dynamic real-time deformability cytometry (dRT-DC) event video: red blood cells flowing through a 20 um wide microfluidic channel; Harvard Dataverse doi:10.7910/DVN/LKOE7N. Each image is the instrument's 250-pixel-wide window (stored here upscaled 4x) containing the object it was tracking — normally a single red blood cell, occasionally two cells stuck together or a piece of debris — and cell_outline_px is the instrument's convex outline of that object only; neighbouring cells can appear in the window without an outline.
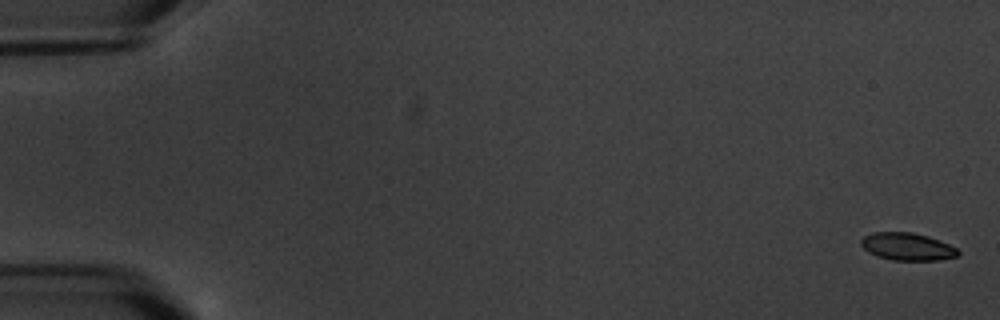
{"species": "common noctule bat (a hibernating species)", "species_latin": "Nyctalus noctula", "temperature_condition": "warm", "stored_images_in_passage": 8, "camera_frame_rate_fps": 3000, "um_per_image_px": 0.085, "animal": {"sex": "male", "body_mass_g": 20.1, "forearm_length_mm": 53.5}, "frame": {"image": 1, "passage_image": 1, "time_ms": 0.0, "image_size_px": [1000, 320], "cell_outline_px": [[960, 252], [956, 256], [940, 260], [892, 260], [876, 256], [868, 252], [860, 244], [860, 240], [864, 236], [872, 232], [912, 232], [928, 236], [940, 240], [956, 248]], "centroid_in_image_um": [77.09, 20.96], "position_along_channel_um": 7.9, "area_um2": 15.61}}
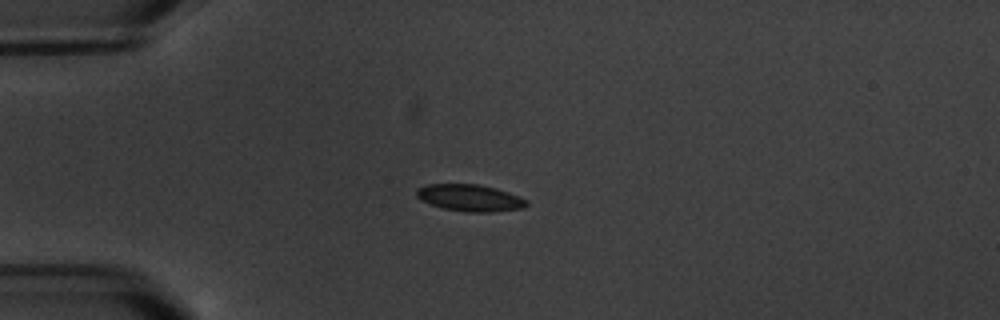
{"frame": {"image": 2, "passage_image": 5, "time_ms": 5.0, "image_size_px": [1000, 320], "cell_outline_px": [[528, 204], [524, 208], [492, 212], [464, 212], [444, 208], [420, 200], [416, 196], [416, 188], [428, 184], [476, 184], [496, 188], [508, 192], [528, 200]], "centroid_in_image_um": [39.94, 16.82], "position_along_channel_um": 45.1, "area_um2": 17.22}}